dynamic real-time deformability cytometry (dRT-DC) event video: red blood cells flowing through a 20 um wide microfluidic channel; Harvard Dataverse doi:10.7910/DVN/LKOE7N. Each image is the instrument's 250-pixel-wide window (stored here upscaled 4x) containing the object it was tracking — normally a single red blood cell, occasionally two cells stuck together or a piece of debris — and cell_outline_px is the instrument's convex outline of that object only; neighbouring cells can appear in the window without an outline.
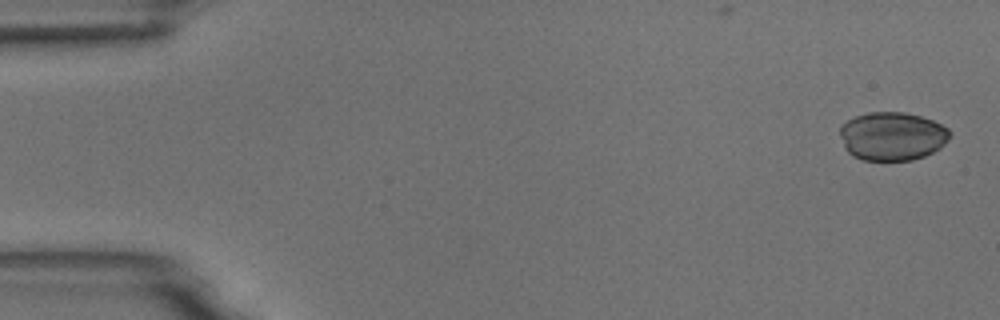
{"species": "common noctule bat (a hibernating species)", "species_latin": "Nyctalus noctula", "temperature_condition": "room temperature", "stored_images_in_passage": 4, "camera_frame_rate_fps": 3000, "um_per_image_px": 0.085, "animal": {"sex": "male", "body_mass_g": 18.8}, "frame": {"image": 1, "passage_image": 1, "time_ms": 0.0, "image_size_px": [1000, 320], "cell_outline_px": [[952, 132], [948, 140], [940, 148], [924, 156], [912, 160], [864, 160], [852, 156], [844, 148], [840, 136], [840, 124], [856, 116], [868, 112], [904, 112], [920, 116], [932, 120], [948, 128]], "centroid_in_image_um": [75.83, 11.57], "position_along_channel_um": 9.2, "area_um2": 31.21}}
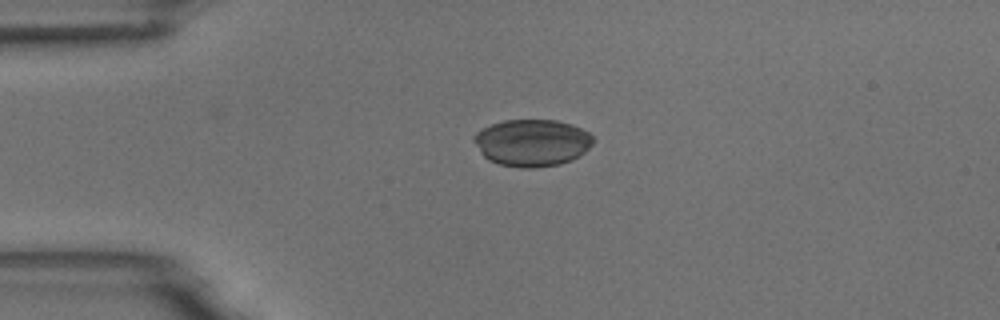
{"frame": {"image": 2, "passage_image": 4, "time_ms": 3.667, "image_size_px": [1000, 320], "cell_outline_px": [[596, 140], [584, 152], [572, 160], [560, 164], [532, 168], [520, 168], [500, 164], [488, 160], [480, 152], [472, 140], [472, 136], [476, 132], [492, 124], [504, 120], [556, 120], [572, 124], [588, 132]], "centroid_in_image_um": [45.22, 12.13], "position_along_channel_um": 39.8, "area_um2": 32.77}}